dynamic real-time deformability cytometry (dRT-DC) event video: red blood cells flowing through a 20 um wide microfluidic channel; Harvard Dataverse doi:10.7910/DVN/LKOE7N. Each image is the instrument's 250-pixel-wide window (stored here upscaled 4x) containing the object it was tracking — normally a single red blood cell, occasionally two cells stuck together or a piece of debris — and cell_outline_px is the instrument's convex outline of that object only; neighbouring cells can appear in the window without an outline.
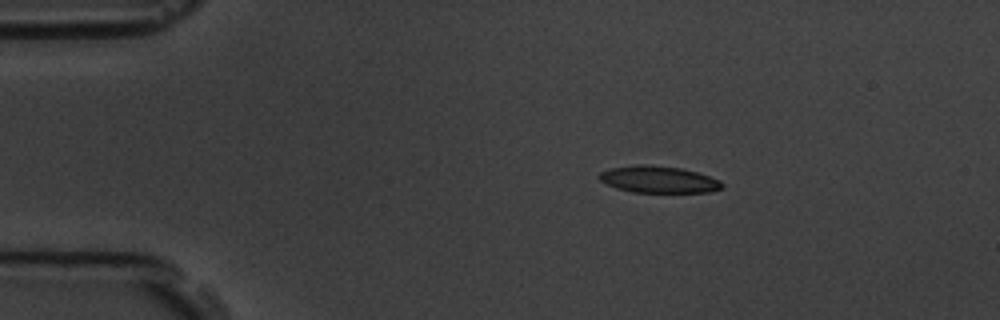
{"species": "common noctule bat (a hibernating species)", "species_latin": "Nyctalus noctula", "temperature_condition": "room temperature", "stored_images_in_passage": 4, "camera_frame_rate_fps": 3000, "um_per_image_px": 0.085, "animal": {"sex": "male", "body_mass_g": 19.5, "forearm_length_mm": 54.6}, "frame": {"image": 1, "passage_image": 2, "time_ms": 1.333, "image_size_px": [1000, 320], "cell_outline_px": [[724, 188], [708, 192], [632, 192], [616, 188], [600, 180], [596, 176], [600, 172], [608, 168], [640, 164], [680, 168], [696, 172], [720, 180], [724, 184]], "centroid_in_image_um": [55.96, 15.26], "position_along_channel_um": 29.0, "area_um2": 19.13}}
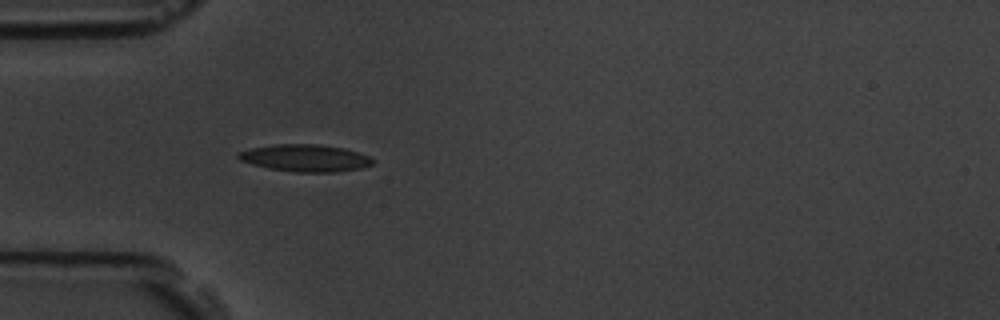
{"frame": {"image": 2, "passage_image": 4, "time_ms": 3.667, "image_size_px": [1000, 320], "cell_outline_px": [[376, 160], [372, 164], [360, 168], [336, 172], [296, 172], [268, 168], [252, 164], [240, 160], [236, 156], [236, 152], [252, 148], [276, 144], [320, 144], [344, 148], [368, 156]], "centroid_in_image_um": [25.93, 13.43], "position_along_channel_um": 59.1, "area_um2": 21.21}}